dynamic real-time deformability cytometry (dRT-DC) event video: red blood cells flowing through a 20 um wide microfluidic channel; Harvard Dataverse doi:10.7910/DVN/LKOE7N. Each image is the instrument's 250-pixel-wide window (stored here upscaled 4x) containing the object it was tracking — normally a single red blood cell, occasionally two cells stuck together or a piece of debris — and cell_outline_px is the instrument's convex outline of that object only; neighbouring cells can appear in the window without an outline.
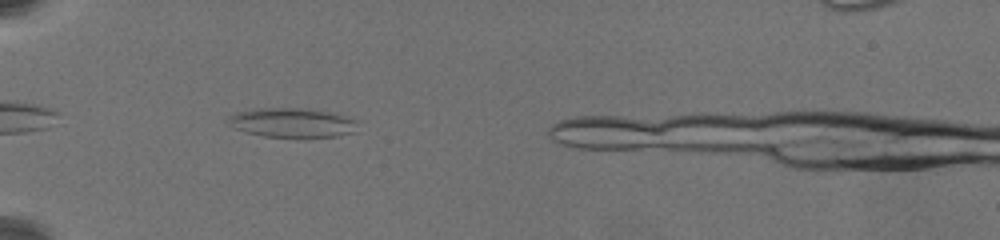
{"species": "common noctule bat (a hibernating species)", "species_latin": "Nyctalus noctula", "temperature_condition": "warm", "stored_images_in_passage": 29, "camera_frame_rate_fps": 3000, "um_per_image_px": 0.085, "animal": {"sex": "female", "body_mass_g": 19.5, "forearm_length_mm": 54.1}, "frame": {"image": 1, "passage_image": 2, "time_ms": 0.667, "image_size_px": [1000, 240], "cell_outline_px": [[356, 120], [352, 132], [340, 136], [264, 136], [244, 132], [232, 128], [224, 120], [228, 116], [236, 112], [260, 108], [304, 108], [328, 112], [344, 116]], "centroid_in_image_um": [24.7, 10.41], "position_along_channel_um": 60.3, "area_um2": 21.85}}
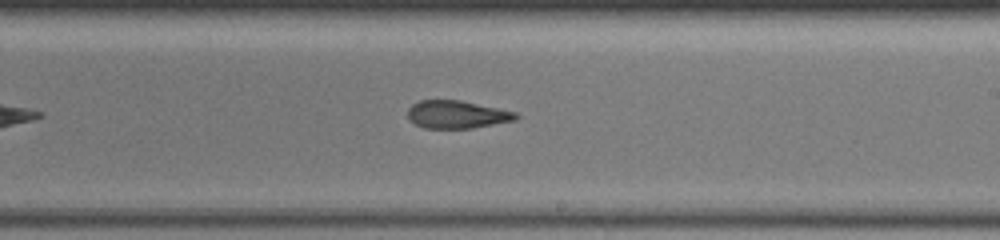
{"frame": {"image": 2, "passage_image": 17, "time_ms": 6.667, "image_size_px": [1000, 240], "cell_outline_px": [[520, 116], [516, 120], [472, 128], [424, 128], [416, 124], [408, 116], [408, 108], [412, 104], [420, 100], [460, 100], [516, 112]], "centroid_in_image_um": [38.85, 9.73], "position_along_channel_um": 250.2, "area_um2": 17.4}}
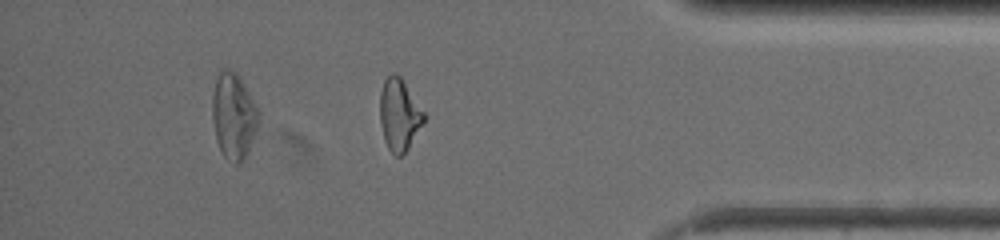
{"frame": {"image": 3, "passage_image": 26, "time_ms": 11.667, "image_size_px": [1000, 240], "cell_outline_px": [[424, 120], [408, 148], [400, 156], [396, 156], [388, 148], [384, 140], [380, 120], [380, 92], [384, 80], [392, 72], [396, 72], [400, 76], [424, 112]], "centroid_in_image_um": [33.91, 9.72], "position_along_channel_um": 401.3, "area_um2": 18.09}}